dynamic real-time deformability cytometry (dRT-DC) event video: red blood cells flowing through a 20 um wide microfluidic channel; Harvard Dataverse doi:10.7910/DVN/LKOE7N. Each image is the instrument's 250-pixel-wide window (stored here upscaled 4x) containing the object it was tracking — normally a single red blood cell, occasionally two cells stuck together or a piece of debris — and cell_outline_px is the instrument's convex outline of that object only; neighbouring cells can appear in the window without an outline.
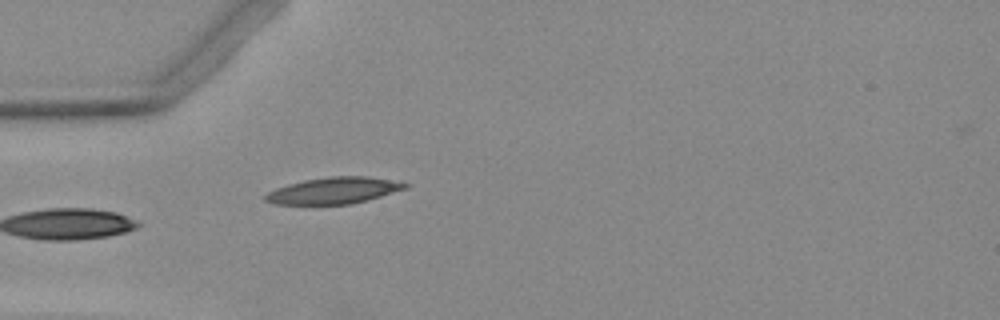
{"species": "Egyptian fruit bat (a non-hibernating species)", "species_latin": "Rousettus aegyptiacus", "temperature_condition": "warm", "stored_images_in_passage": 1, "camera_frame_rate_fps": 3000, "um_per_image_px": 0.085, "animal": {"sex": "female"}, "frame": {"image": 1, "passage_image": 1, "time_ms": 0.0, "image_size_px": [1000, 320], "cell_outline_px": [[408, 188], [368, 200], [348, 204], [276, 204], [264, 200], [264, 196], [268, 192], [276, 188], [288, 184], [304, 180], [328, 176], [368, 176], [408, 184]], "centroid_in_image_um": [28.35, 16.19], "position_along_channel_um": 56.7, "area_um2": 21.39}}